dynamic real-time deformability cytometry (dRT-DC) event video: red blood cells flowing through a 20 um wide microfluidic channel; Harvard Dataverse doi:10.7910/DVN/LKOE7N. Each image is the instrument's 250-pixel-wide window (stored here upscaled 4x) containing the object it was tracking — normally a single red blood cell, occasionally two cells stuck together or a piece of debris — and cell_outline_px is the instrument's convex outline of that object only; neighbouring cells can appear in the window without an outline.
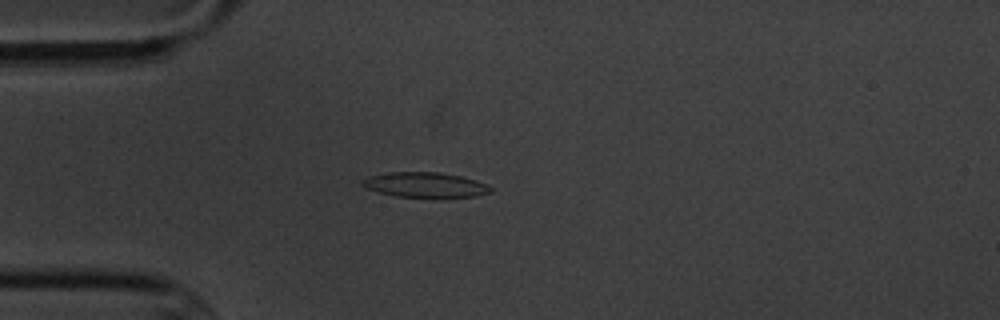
{"species": "common noctule bat (a hibernating species)", "species_latin": "Nyctalus noctula", "temperature_condition": "cold", "stored_images_in_passage": 5, "camera_frame_rate_fps": 3000, "um_per_image_px": 0.085, "animal": {"sex": "male", "body_mass_g": 20.1, "forearm_length_mm": 53.5}, "frame": {"image": 1, "passage_image": 5, "time_ms": 4.667, "image_size_px": [1000, 320], "cell_outline_px": [[492, 192], [476, 196], [436, 200], [396, 196], [376, 192], [360, 184], [360, 180], [368, 176], [392, 172], [440, 172], [460, 176], [476, 180], [492, 188]], "centroid_in_image_um": [36.14, 15.76], "position_along_channel_um": 48.9, "area_um2": 19.54}}